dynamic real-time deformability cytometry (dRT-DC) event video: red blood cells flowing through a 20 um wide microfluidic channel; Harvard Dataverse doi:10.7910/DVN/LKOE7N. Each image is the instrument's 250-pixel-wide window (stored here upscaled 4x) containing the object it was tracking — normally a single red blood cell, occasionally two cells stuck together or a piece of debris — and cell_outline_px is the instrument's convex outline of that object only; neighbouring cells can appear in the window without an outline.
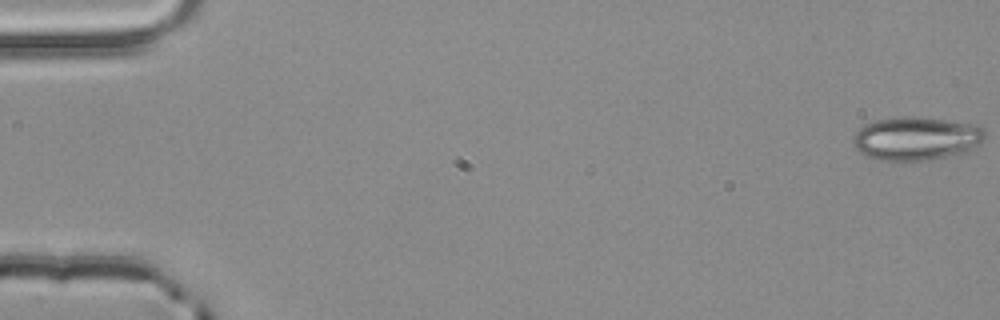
{"species": "common noctule bat (a hibernating species)", "species_latin": "Nyctalus noctula", "temperature_condition": "room temperature", "stored_images_in_passage": 3, "camera_frame_rate_fps": 3000, "um_per_image_px": 0.085, "animal": {"sex": "male", "body_mass_g": 20.4}, "frame": {"image": 1, "passage_image": 1, "time_ms": 0.0, "image_size_px": [1000, 320], "cell_outline_px": [[984, 140], [980, 144], [964, 152], [928, 160], [876, 160], [864, 156], [852, 144], [852, 140], [856, 132], [864, 124], [876, 120], [900, 116], [916, 116], [980, 124], [984, 128]], "centroid_in_image_um": [77.87, 11.75], "position_along_channel_um": 7.1, "area_um2": 33.7}}